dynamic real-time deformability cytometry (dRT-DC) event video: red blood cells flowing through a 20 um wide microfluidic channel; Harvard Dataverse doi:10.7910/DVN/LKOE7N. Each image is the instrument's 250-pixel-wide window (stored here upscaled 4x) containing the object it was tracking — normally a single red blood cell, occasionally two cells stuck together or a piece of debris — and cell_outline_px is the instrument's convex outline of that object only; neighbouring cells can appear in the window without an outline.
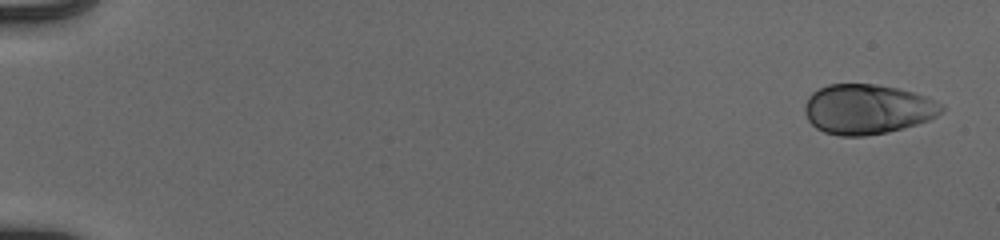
{"species": "human", "species_latin": "Homo sapiens", "temperature_condition": "cold", "stored_images_in_passage": 52, "camera_frame_rate_fps": 3000, "um_per_image_px": 0.085, "donor": {"sex": "male"}, "frame": {"image": 1, "passage_image": 1, "time_ms": 0.0, "image_size_px": [1000, 240], "cell_outline_px": [[944, 108], [936, 116], [928, 120], [904, 128], [888, 132], [864, 136], [840, 136], [824, 132], [816, 128], [808, 120], [804, 112], [804, 104], [808, 96], [812, 92], [828, 84], [876, 84], [896, 88], [912, 92], [924, 96], [940, 104]], "centroid_in_image_um": [73.67, 9.29], "position_along_channel_um": 11.3, "area_um2": 39.65}}
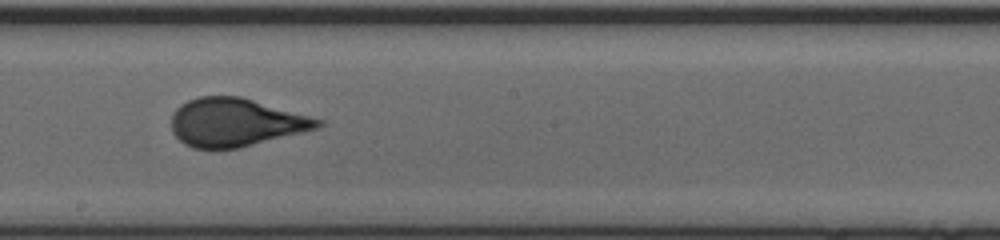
{"frame": {"image": 2, "passage_image": 31, "time_ms": 10.0, "image_size_px": [1000, 240], "cell_outline_px": [[324, 124], [320, 128], [240, 148], [192, 148], [184, 144], [172, 132], [172, 112], [180, 104], [188, 100], [200, 96], [240, 96], [324, 120]], "centroid_in_image_um": [20.03, 10.4], "position_along_channel_um": 228.2, "area_um2": 41.21}}
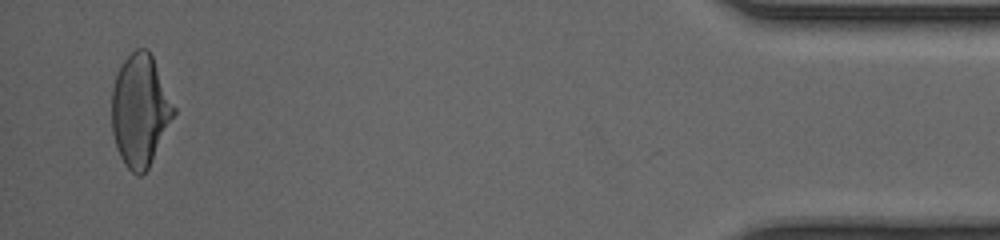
{"frame": {"image": 3, "passage_image": 51, "time_ms": 16.667, "image_size_px": [1000, 240], "cell_outline_px": [[176, 112], [148, 168], [140, 176], [136, 176], [124, 164], [120, 156], [112, 132], [112, 88], [116, 76], [124, 60], [136, 48], [148, 48], [152, 56], [176, 108]], "centroid_in_image_um": [11.91, 9.39], "position_along_channel_um": 423.3, "area_um2": 40.17}, "authors_computed_cell_mechanics": {"area_um2": 40.2577, "velocity_mm_per_s": 3.9633, "shape_relaxation_time_tau1_ms": 4.1788, "shape_relaxation_time_tau2_ms": null, "deformation_change_tau1": 0.1815, "deformation_change_tau2": null}}